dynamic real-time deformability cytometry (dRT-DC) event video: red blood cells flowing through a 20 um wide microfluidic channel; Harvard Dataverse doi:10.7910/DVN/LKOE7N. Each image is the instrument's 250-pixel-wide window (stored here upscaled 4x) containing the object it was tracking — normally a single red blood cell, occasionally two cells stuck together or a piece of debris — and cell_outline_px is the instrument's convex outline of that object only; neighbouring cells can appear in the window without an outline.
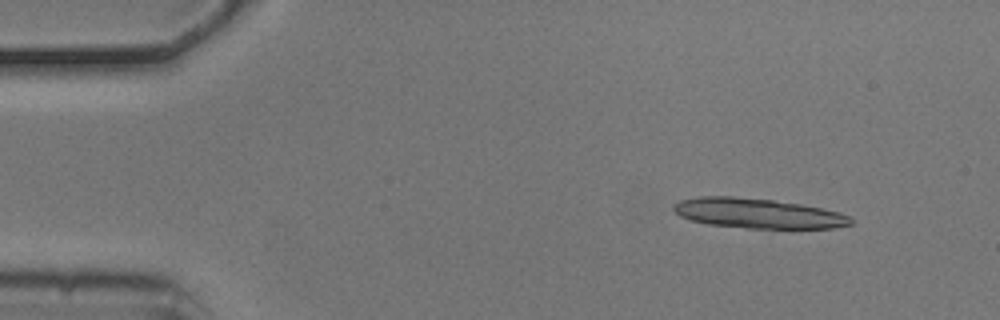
{"species": "common noctule bat (a hibernating species)", "species_latin": "Nyctalus noctula", "temperature_condition": "cold", "stored_images_in_passage": 35, "segment_of_instrument_passage": [1, 2], "camera_frame_rate_fps": 3000, "um_per_image_px": 0.085, "animal": {"sex": "male", "body_mass_g": 20.5, "forearm_length_mm": 52.5}, "frame": {"image": 1, "passage_image": 6, "time_ms": 1.667, "image_size_px": [1000, 320], "cell_outline_px": [[852, 224], [832, 228], [748, 228], [708, 224], [692, 220], [680, 216], [672, 208], [672, 204], [680, 200], [700, 196], [732, 196], [772, 200], [800, 204], [840, 212], [852, 216]], "centroid_in_image_um": [64.42, 18.13], "position_along_channel_um": 20.6, "area_um2": 30.81}}